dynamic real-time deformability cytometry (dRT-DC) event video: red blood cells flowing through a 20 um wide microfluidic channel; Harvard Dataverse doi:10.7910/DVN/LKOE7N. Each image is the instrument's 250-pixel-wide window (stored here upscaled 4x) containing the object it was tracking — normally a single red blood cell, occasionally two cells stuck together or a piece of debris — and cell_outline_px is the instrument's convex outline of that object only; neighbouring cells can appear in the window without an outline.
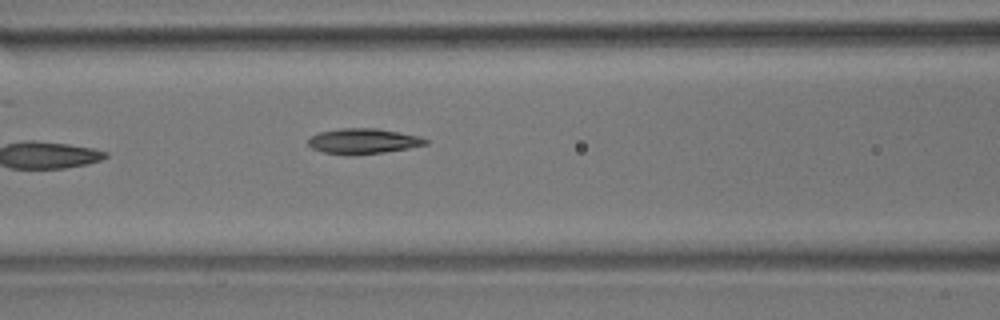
{"species": "common noctule bat (a hibernating species)", "species_latin": "Nyctalus noctula", "temperature_condition": "room temperature", "stored_images_in_passage": 7, "camera_frame_rate_fps": 3000, "um_per_image_px": 0.085, "animal": {"sex": "male", "body_mass_g": 17.9}, "frame": {"image": 1, "passage_image": 7, "time_ms": 7.0, "image_size_px": [1000, 320], "cell_outline_px": [[428, 144], [408, 148], [384, 152], [356, 156], [348, 156], [324, 152], [312, 148], [308, 144], [308, 140], [312, 136], [320, 132], [340, 128], [376, 128], [420, 136], [428, 140]], "centroid_in_image_um": [30.87, 12.01], "position_along_channel_um": 135.7, "area_um2": 17.46}}